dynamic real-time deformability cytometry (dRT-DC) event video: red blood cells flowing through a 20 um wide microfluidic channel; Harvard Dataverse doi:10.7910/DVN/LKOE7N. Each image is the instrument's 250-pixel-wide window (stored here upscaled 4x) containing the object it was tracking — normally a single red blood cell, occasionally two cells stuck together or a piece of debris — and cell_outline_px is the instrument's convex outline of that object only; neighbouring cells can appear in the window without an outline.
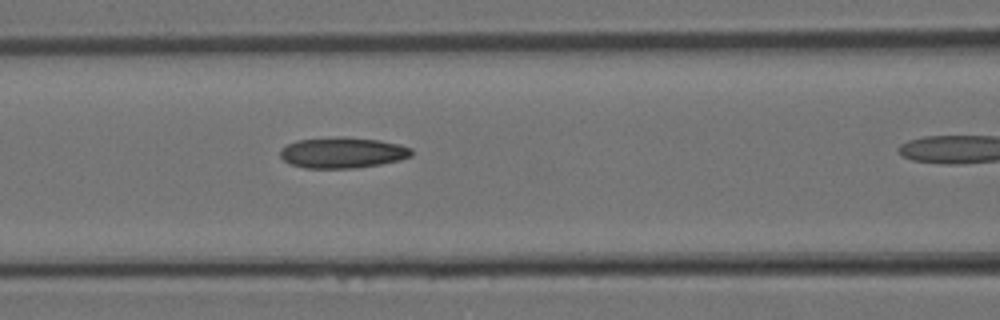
{"species": "Egyptian fruit bat (a non-hibernating species)", "species_latin": "Rousettus aegyptiacus", "temperature_condition": "room temperature", "stored_images_in_passage": 12, "camera_frame_rate_fps": 3000, "um_per_image_px": 0.085, "animal": {"sex": "female"}, "frame": {"image": 1, "passage_image": 9, "time_ms": 2.667, "image_size_px": [1000, 320], "cell_outline_px": [[412, 156], [400, 160], [380, 164], [352, 168], [304, 168], [292, 164], [284, 160], [280, 156], [280, 148], [296, 140], [340, 136], [344, 136], [380, 140], [400, 144], [412, 148]], "centroid_in_image_um": [29.13, 12.96], "position_along_channel_um": 137.5, "area_um2": 23.76}}